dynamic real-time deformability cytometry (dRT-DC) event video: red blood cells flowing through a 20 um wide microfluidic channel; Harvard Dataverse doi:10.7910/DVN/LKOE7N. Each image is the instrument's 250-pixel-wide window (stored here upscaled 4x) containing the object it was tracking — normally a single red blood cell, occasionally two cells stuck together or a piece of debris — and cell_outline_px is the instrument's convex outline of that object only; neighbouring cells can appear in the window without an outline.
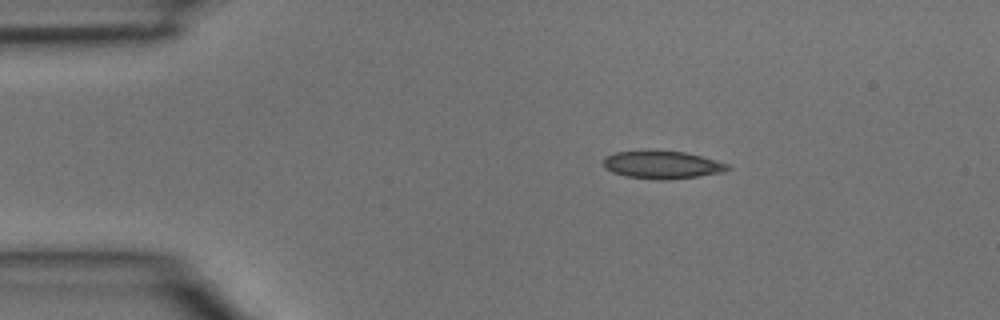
{"species": "common noctule bat (a hibernating species)", "species_latin": "Nyctalus noctula", "temperature_condition": "room temperature", "stored_images_in_passage": 2, "camera_frame_rate_fps": 3000, "um_per_image_px": 0.085, "animal": {"sex": "male", "body_mass_g": 15.6}, "frame": {"image": 1, "passage_image": 1, "time_ms": 0.0, "image_size_px": [1000, 320], "cell_outline_px": [[732, 168], [724, 172], [700, 176], [668, 180], [660, 180], [624, 176], [612, 172], [604, 168], [604, 156], [616, 152], [648, 148], [656, 148], [684, 152], [732, 164]], "centroid_in_image_um": [56.29, 13.97], "position_along_channel_um": 28.7, "area_um2": 21.04}}
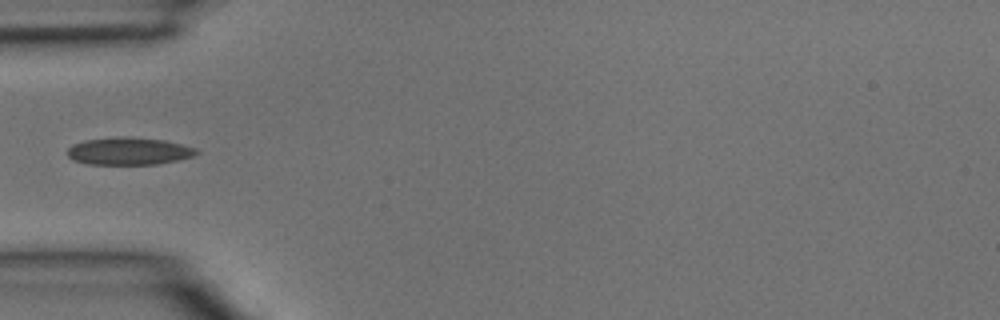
{"frame": {"image": 2, "passage_image": 2, "time_ms": 0.333, "image_size_px": [1000, 320], "cell_outline_px": [[200, 152], [192, 156], [176, 160], [156, 164], [88, 164], [72, 160], [68, 156], [68, 148], [72, 144], [84, 140], [120, 136], [124, 136], [164, 140], [196, 148]], "centroid_in_image_um": [10.91, 12.84], "position_along_channel_um": 74.1, "area_um2": 20.58}}